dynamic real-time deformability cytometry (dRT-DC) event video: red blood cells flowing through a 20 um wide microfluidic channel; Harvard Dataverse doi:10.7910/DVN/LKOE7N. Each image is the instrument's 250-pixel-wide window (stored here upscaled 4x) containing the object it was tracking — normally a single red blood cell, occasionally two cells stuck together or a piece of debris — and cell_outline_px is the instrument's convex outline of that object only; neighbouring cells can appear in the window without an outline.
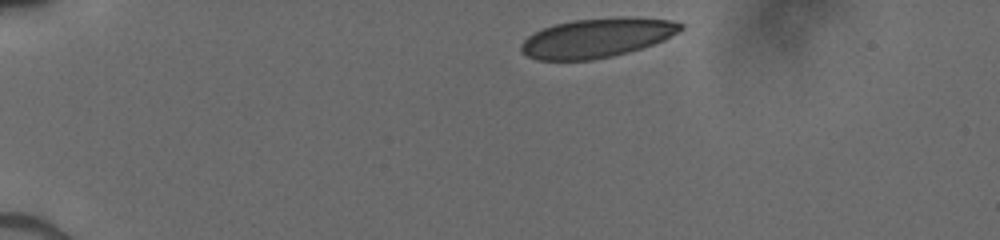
{"species": "human", "species_latin": "Homo sapiens", "temperature_condition": "cold", "stored_images_in_passage": 30, "camera_frame_rate_fps": 3000, "um_per_image_px": 0.085, "donor": {"sex": "male"}, "frame": {"image": 1, "passage_image": 1, "time_ms": 0.0, "image_size_px": [1000, 240], "cell_outline_px": [[684, 28], [680, 32], [664, 40], [628, 52], [612, 56], [592, 60], [536, 60], [520, 52], [520, 44], [528, 36], [544, 28], [556, 24], [572, 20], [632, 16], [668, 20], [684, 24]], "centroid_in_image_um": [50.75, 3.22], "position_along_channel_um": 34.2, "area_um2": 36.53}}
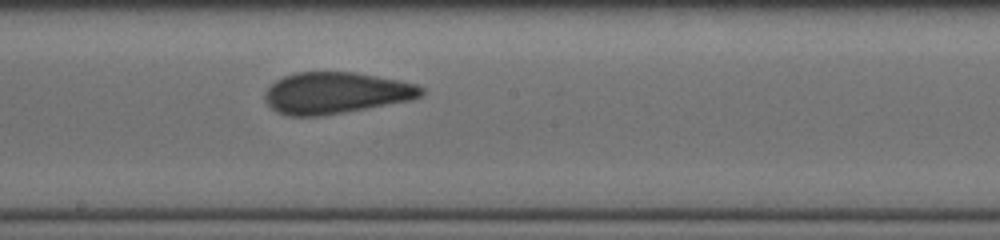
{"frame": {"image": 2, "passage_image": 18, "time_ms": 6.333, "image_size_px": [1000, 240], "cell_outline_px": [[424, 92], [420, 96], [412, 100], [320, 116], [288, 116], [272, 108], [268, 104], [264, 96], [264, 92], [276, 80], [284, 76], [296, 72], [356, 72], [400, 80], [416, 84], [424, 88]], "centroid_in_image_um": [28.56, 7.89], "position_along_channel_um": 219.6, "area_um2": 37.69}}
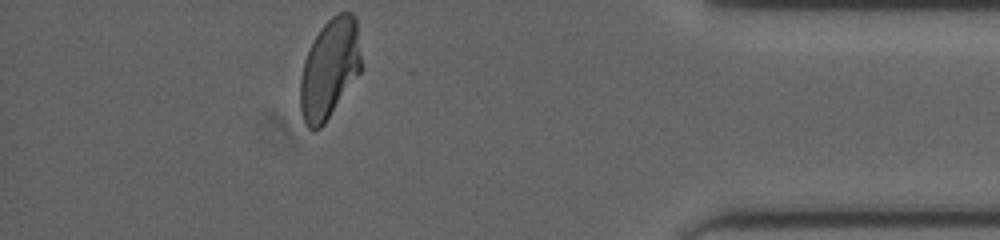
{"frame": {"image": 3, "passage_image": 30, "time_ms": 11.667, "image_size_px": [1000, 240], "cell_outline_px": [[364, 68], [324, 124], [320, 128], [312, 132], [304, 124], [300, 112], [300, 80], [304, 60], [320, 28], [336, 12], [352, 12], [356, 16]], "centroid_in_image_um": [28.05, 5.85], "position_along_channel_um": 407.2, "area_um2": 36.07}}